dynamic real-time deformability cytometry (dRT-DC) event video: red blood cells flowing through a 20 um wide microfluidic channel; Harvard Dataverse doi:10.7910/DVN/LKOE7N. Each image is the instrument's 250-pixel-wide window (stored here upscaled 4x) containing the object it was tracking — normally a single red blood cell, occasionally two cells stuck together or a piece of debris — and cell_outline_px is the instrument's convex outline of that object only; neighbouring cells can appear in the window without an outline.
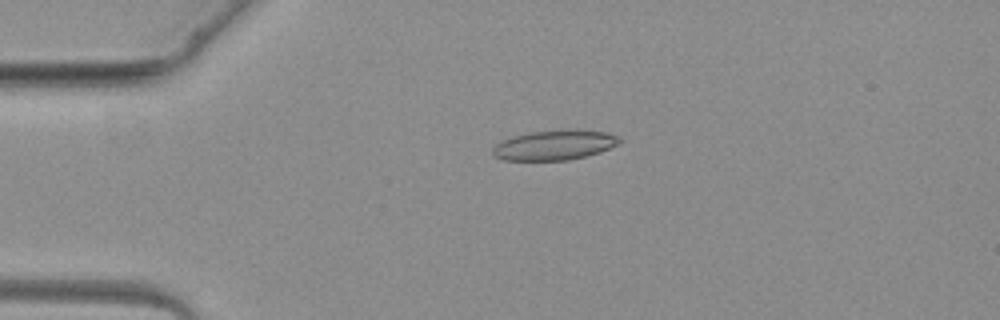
{"species": "common noctule bat (a hibernating species)", "species_latin": "Nyctalus noctula", "temperature_condition": "warm", "stored_images_in_passage": 4, "camera_frame_rate_fps": 3000, "um_per_image_px": 0.085, "animal": {"sex": "female", "body_mass_g": 19.3, "forearm_length_mm": 54.1}, "frame": {"image": 1, "passage_image": 3, "time_ms": 2.333, "image_size_px": [1000, 320], "cell_outline_px": [[620, 140], [616, 144], [600, 152], [568, 160], [504, 160], [492, 156], [492, 148], [500, 140], [512, 136], [528, 132], [572, 128], [576, 128], [608, 132], [620, 136]], "centroid_in_image_um": [47.1, 12.3], "position_along_channel_um": 37.9, "area_um2": 22.48}}